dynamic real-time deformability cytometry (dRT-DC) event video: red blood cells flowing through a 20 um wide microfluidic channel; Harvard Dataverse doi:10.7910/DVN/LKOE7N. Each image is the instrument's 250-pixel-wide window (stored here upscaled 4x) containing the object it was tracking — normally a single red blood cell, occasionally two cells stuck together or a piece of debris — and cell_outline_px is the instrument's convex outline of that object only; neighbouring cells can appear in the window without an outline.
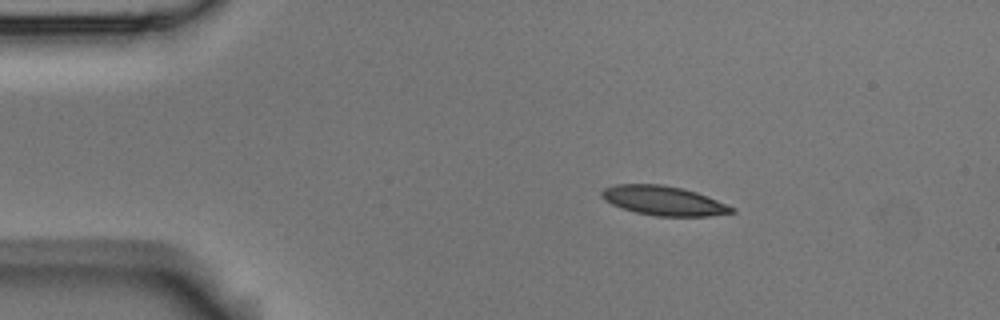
{"species": "Egyptian fruit bat (a non-hibernating species)", "species_latin": "Rousettus aegyptiacus", "temperature_condition": "room temperature", "stored_images_in_passage": 6, "camera_frame_rate_fps": 3000, "um_per_image_px": 0.085, "animal": {"sex": "male"}, "frame": {"image": 1, "passage_image": 3, "time_ms": 0.667, "image_size_px": [1000, 320], "cell_outline_px": [[736, 212], [708, 216], [656, 216], [636, 212], [612, 204], [604, 200], [600, 196], [600, 192], [604, 188], [616, 184], [660, 184], [684, 188], [696, 192], [736, 208]], "centroid_in_image_um": [56.4, 17.05], "position_along_channel_um": 28.6, "area_um2": 22.2}}
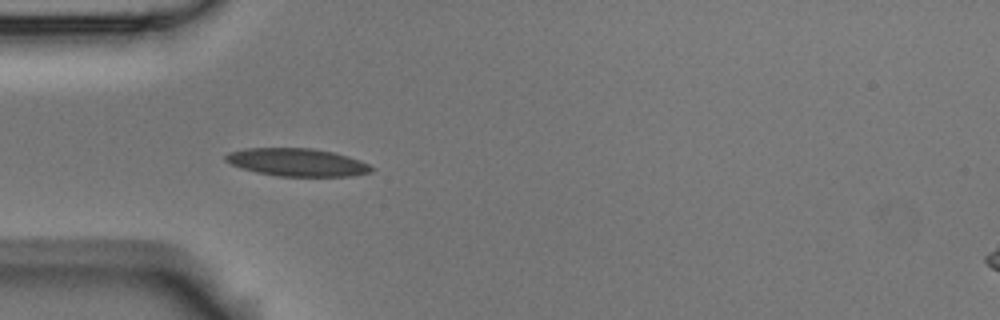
{"frame": {"image": 2, "passage_image": 5, "time_ms": 1.333, "image_size_px": [1000, 320], "cell_outline_px": [[376, 168], [372, 172], [352, 176], [280, 176], [256, 172], [240, 168], [224, 160], [224, 156], [228, 152], [244, 148], [312, 148], [332, 152], [348, 156], [360, 160]], "centroid_in_image_um": [25.25, 13.79], "position_along_channel_um": 59.7, "area_um2": 23.76}}
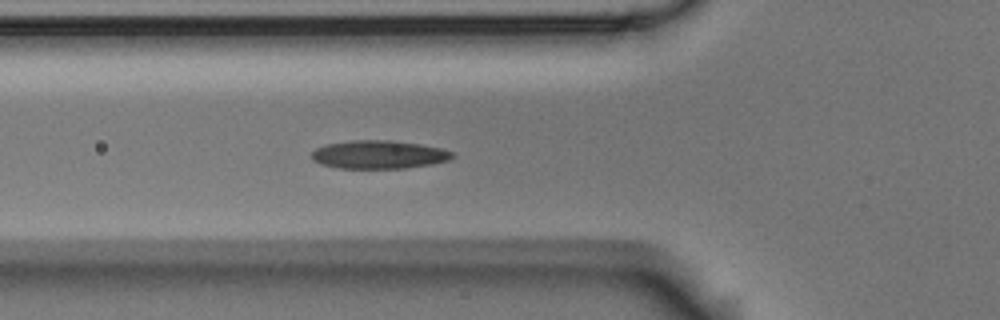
{"frame": {"image": 3, "passage_image": 6, "time_ms": 1.667, "image_size_px": [1000, 320], "cell_outline_px": [[456, 156], [448, 160], [432, 164], [404, 168], [340, 168], [320, 164], [312, 160], [312, 152], [316, 148], [328, 144], [352, 140], [392, 140], [420, 144], [440, 148], [456, 152]], "centroid_in_image_um": [32.23, 13.13], "position_along_channel_um": 93.6, "area_um2": 23.24}}